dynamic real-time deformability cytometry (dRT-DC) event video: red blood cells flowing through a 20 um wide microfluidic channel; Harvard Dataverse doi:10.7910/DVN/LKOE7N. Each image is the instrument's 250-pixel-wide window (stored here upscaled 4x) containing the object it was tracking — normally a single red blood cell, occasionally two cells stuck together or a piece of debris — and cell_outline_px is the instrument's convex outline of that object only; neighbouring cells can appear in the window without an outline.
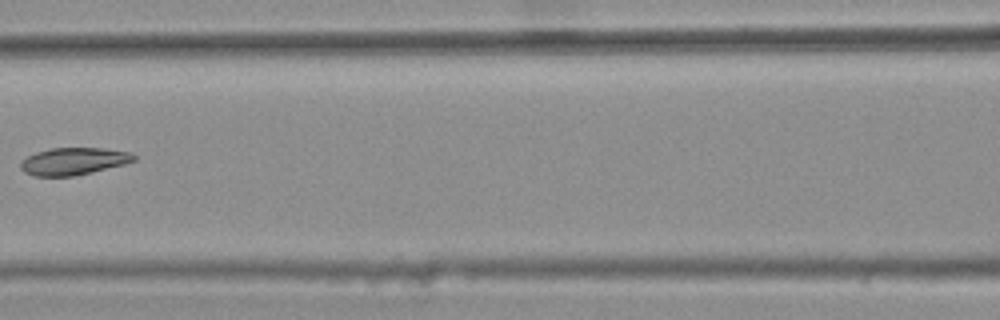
{"species": "common noctule bat (a hibernating species)", "species_latin": "Nyctalus noctula", "temperature_condition": "warm", "stored_images_in_passage": 5, "camera_frame_rate_fps": 3000, "um_per_image_px": 0.085, "animal": {"sex": "female", "body_mass_g": 25.1}, "frame": {"image": 1, "passage_image": 4, "time_ms": 1.0, "image_size_px": [1000, 320], "cell_outline_px": [[136, 160], [124, 164], [92, 172], [72, 176], [36, 176], [24, 172], [20, 168], [20, 160], [36, 152], [52, 148], [104, 148], [132, 152], [136, 156]], "centroid_in_image_um": [6.26, 13.7], "position_along_channel_um": 160.3, "area_um2": 18.03}}
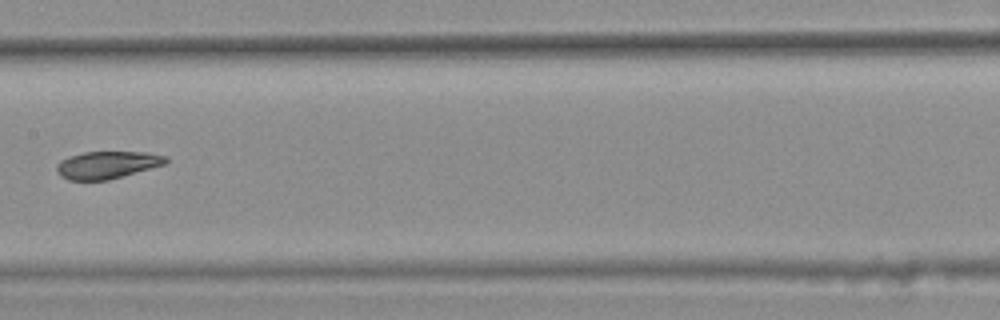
{"frame": {"image": 2, "passage_image": 5, "time_ms": 1.333, "image_size_px": [1000, 320], "cell_outline_px": [[168, 160], [164, 164], [108, 180], [68, 180], [60, 176], [56, 172], [56, 164], [60, 160], [68, 156], [84, 152], [144, 152], [168, 156]], "centroid_in_image_um": [9.05, 14.01], "position_along_channel_um": 198.3, "area_um2": 17.4}}